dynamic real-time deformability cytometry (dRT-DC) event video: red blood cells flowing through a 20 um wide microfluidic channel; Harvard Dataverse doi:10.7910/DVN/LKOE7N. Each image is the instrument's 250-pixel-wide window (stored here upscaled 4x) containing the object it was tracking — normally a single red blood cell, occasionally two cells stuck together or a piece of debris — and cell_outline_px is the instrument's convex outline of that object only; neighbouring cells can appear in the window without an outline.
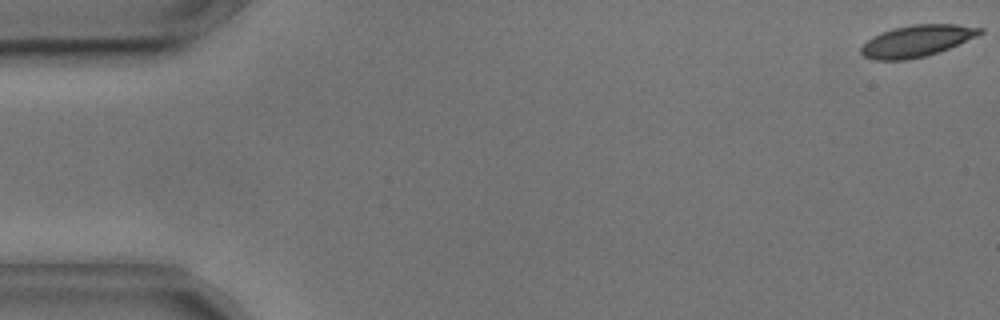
{"species": "common noctule bat (a hibernating species)", "species_latin": "Nyctalus noctula", "temperature_condition": "cold", "stored_images_in_passage": 48, "camera_frame_rate_fps": 3000, "um_per_image_px": 0.085, "animal": {"sex": "male", "body_mass_g": 17.9, "forearm_length_mm": 54.2}, "frame": {"image": 1, "passage_image": 1, "time_ms": 0.0, "image_size_px": [1000, 320], "cell_outline_px": [[984, 32], [976, 36], [948, 48], [924, 56], [908, 60], [872, 60], [864, 56], [860, 52], [860, 48], [872, 36], [896, 28], [912, 24], [956, 24], [984, 28]], "centroid_in_image_um": [77.91, 3.48], "position_along_channel_um": 7.1, "area_um2": 21.62}}
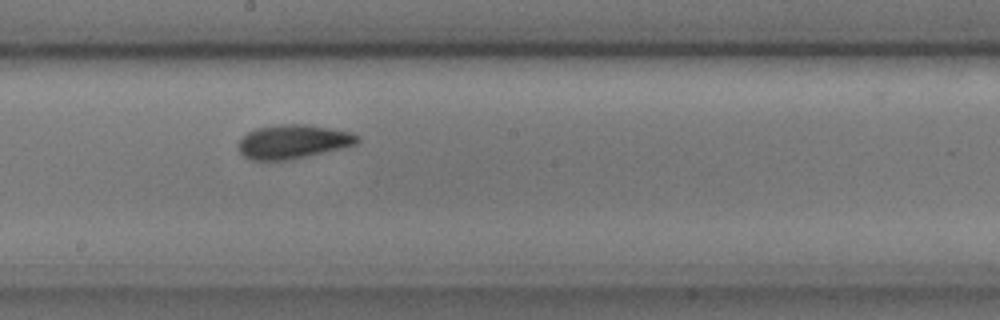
{"frame": {"image": 2, "passage_image": 30, "time_ms": 9.667, "image_size_px": [1000, 320], "cell_outline_px": [[360, 140], [356, 144], [292, 160], [252, 160], [244, 156], [240, 152], [240, 140], [248, 132], [256, 128], [280, 124], [308, 124], [352, 132], [360, 136]], "centroid_in_image_um": [24.94, 12.03], "position_along_channel_um": 223.3, "area_um2": 23.47}}
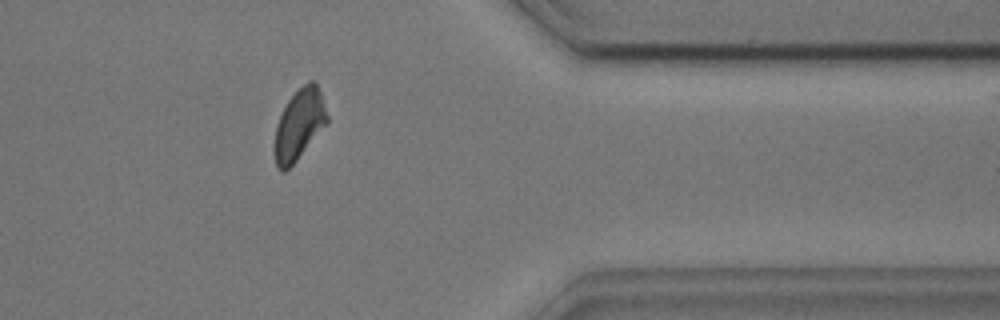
{"frame": {"image": 3, "passage_image": 45, "time_ms": 14.667, "image_size_px": [1000, 320], "cell_outline_px": [[328, 124], [296, 160], [284, 172], [280, 172], [276, 168], [272, 148], [276, 124], [288, 100], [308, 80], [316, 80], [328, 116]], "centroid_in_image_um": [25.4, 10.62], "position_along_channel_um": 386.0, "area_um2": 21.91}}